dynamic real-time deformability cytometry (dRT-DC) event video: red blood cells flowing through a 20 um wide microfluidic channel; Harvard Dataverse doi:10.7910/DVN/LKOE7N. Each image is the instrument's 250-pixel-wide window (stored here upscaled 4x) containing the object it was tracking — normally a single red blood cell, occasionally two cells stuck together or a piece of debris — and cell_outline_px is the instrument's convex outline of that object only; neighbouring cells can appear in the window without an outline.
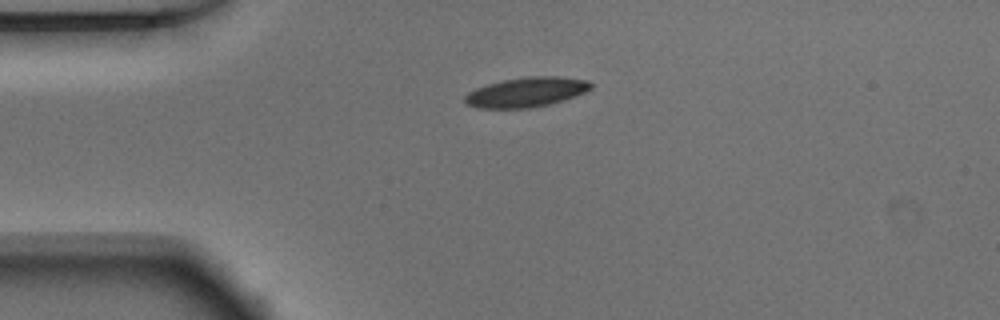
{"species": "Egyptian fruit bat (a non-hibernating species)", "species_latin": "Rousettus aegyptiacus", "temperature_condition": "warm", "stored_images_in_passage": 40, "camera_frame_rate_fps": 3000, "um_per_image_px": 0.085, "animal": {"sex": "male"}, "frame": {"image": 1, "passage_image": 1, "time_ms": 0.0, "image_size_px": [1000, 320], "cell_outline_px": [[592, 88], [576, 96], [564, 100], [532, 108], [476, 108], [464, 104], [464, 96], [468, 92], [476, 88], [488, 84], [504, 80], [528, 76], [560, 76], [588, 80], [592, 84]], "centroid_in_image_um": [44.73, 7.83], "position_along_channel_um": 40.3, "area_um2": 21.96}}
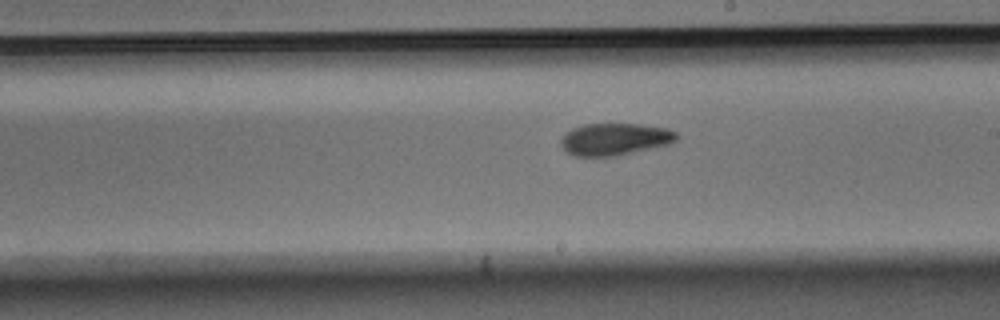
{"frame": {"image": 2, "passage_image": 18, "time_ms": 5.667, "image_size_px": [1000, 320], "cell_outline_px": [[680, 136], [672, 144], [616, 156], [576, 156], [568, 152], [560, 144], [560, 140], [564, 132], [572, 128], [584, 124], [640, 124], [668, 128], [676, 132]], "centroid_in_image_um": [52.29, 11.82], "position_along_channel_um": 236.7, "area_um2": 21.91}}
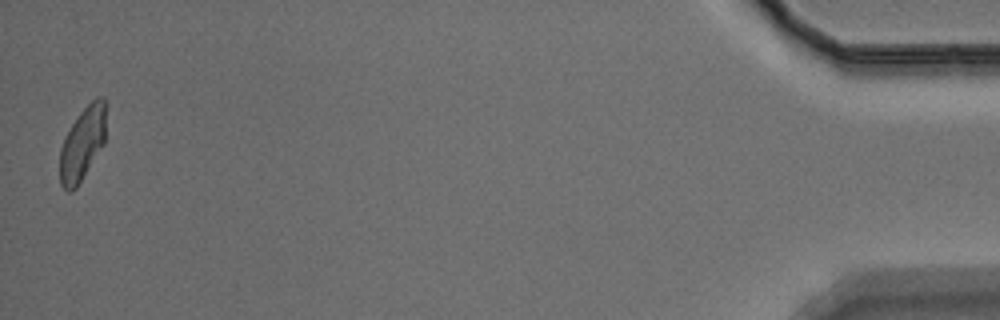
{"frame": {"image": 3, "passage_image": 40, "time_ms": 13.0, "image_size_px": [1000, 320], "cell_outline_px": [[104, 144], [76, 188], [72, 192], [68, 192], [60, 184], [60, 148], [64, 136], [80, 112], [96, 96], [104, 96]], "centroid_in_image_um": [6.98, 12.23], "position_along_channel_um": 428.2, "area_um2": 19.48}, "authors_computed_cell_mechanics": {"area_um2": 21.5016, "velocity_mm_per_s": 3.8916, "shape_relaxation_time_tau1_ms": 3.8869, "shape_relaxation_time_tau2_ms": 2.6185, "deformation_change_tau1": 0.1227, "deformation_change_tau2": 0.0807}}